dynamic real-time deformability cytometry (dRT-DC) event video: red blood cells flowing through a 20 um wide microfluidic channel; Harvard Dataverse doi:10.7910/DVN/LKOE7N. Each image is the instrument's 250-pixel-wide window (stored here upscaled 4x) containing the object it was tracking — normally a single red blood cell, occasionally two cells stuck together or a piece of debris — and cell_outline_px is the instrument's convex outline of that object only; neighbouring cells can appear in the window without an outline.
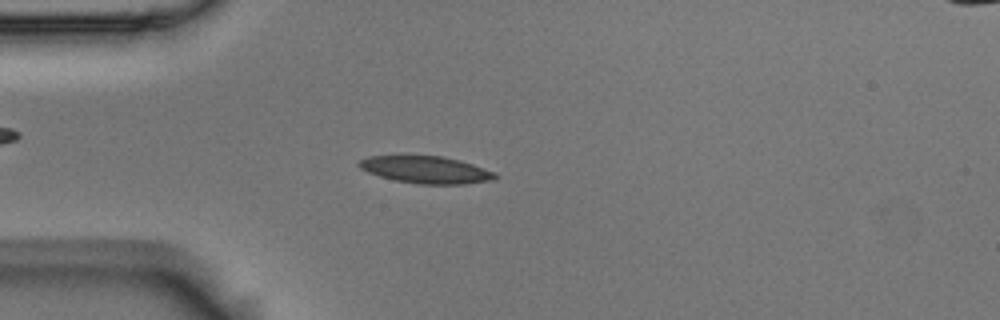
{"species": "Egyptian fruit bat (a non-hibernating species)", "species_latin": "Rousettus aegyptiacus", "temperature_condition": "room temperature", "stored_images_in_passage": 4, "camera_frame_rate_fps": 3000, "um_per_image_px": 0.085, "animal": {"sex": "male"}, "frame": {"image": 1, "passage_image": 4, "time_ms": 1.0, "image_size_px": [1000, 320], "cell_outline_px": [[500, 176], [496, 180], [464, 184], [416, 184], [396, 180], [380, 176], [368, 172], [360, 168], [356, 164], [360, 160], [368, 156], [444, 156], [460, 160], [496, 172]], "centroid_in_image_um": [36.26, 14.43], "position_along_channel_um": 48.7, "area_um2": 21.68}}